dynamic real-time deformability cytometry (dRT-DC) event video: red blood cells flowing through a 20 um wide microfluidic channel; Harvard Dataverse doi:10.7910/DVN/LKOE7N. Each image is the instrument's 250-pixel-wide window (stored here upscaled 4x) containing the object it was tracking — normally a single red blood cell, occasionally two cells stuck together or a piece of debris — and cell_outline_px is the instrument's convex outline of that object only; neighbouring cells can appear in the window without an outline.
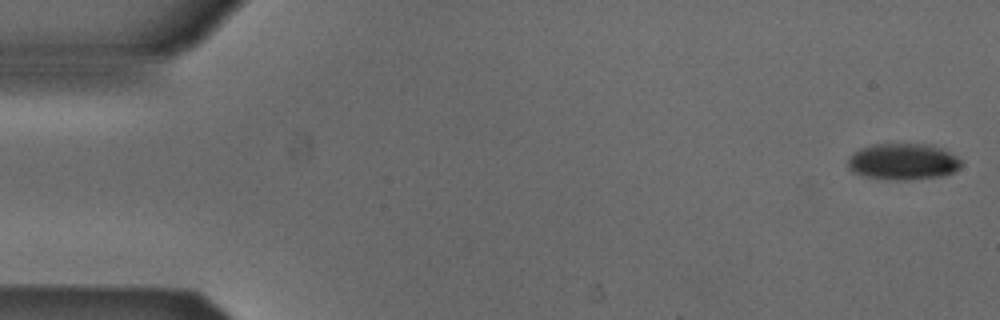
{"species": "Egyptian fruit bat (a non-hibernating species)", "species_latin": "Rousettus aegyptiacus", "temperature_condition": "cold", "stored_images_in_passage": 10, "camera_frame_rate_fps": 3000, "um_per_image_px": 0.085, "animal": {"sex": "male"}, "frame": {"image": 1, "passage_image": 1, "time_ms": 0.0, "image_size_px": [1000, 320], "cell_outline_px": [[960, 168], [952, 172], [940, 176], [900, 180], [860, 176], [852, 172], [848, 168], [848, 160], [860, 148], [872, 144], [916, 144], [940, 148], [956, 156], [960, 160]], "centroid_in_image_um": [76.7, 13.75], "position_along_channel_um": 8.3, "area_um2": 23.52}}